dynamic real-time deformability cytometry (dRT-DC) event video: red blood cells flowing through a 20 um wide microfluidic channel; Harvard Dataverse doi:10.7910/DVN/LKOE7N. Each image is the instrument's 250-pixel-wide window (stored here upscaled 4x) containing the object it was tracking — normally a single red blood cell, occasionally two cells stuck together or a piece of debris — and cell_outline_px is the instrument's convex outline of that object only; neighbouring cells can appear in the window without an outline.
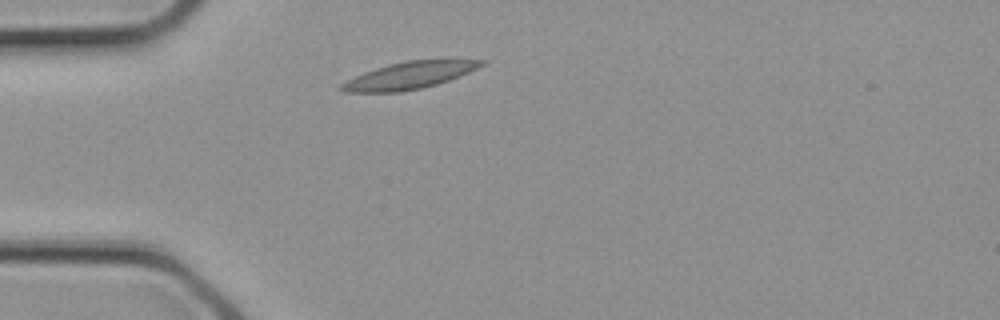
{"species": "common noctule bat (a hibernating species)", "species_latin": "Nyctalus noctula", "temperature_condition": "cold", "stored_images_in_passage": 1, "camera_frame_rate_fps": 3000, "um_per_image_px": 0.085, "animal": {"sex": "female", "body_mass_g": 21.9}, "frame": {"image": 1, "passage_image": 1, "time_ms": 0.0, "image_size_px": [1000, 320], "cell_outline_px": [[488, 60], [484, 64], [460, 76], [436, 84], [420, 88], [400, 92], [344, 92], [340, 88], [340, 84], [364, 72], [388, 64], [404, 60], [440, 56]], "centroid_in_image_um": [34.92, 6.33], "position_along_channel_um": 50.1, "area_um2": 22.89}}